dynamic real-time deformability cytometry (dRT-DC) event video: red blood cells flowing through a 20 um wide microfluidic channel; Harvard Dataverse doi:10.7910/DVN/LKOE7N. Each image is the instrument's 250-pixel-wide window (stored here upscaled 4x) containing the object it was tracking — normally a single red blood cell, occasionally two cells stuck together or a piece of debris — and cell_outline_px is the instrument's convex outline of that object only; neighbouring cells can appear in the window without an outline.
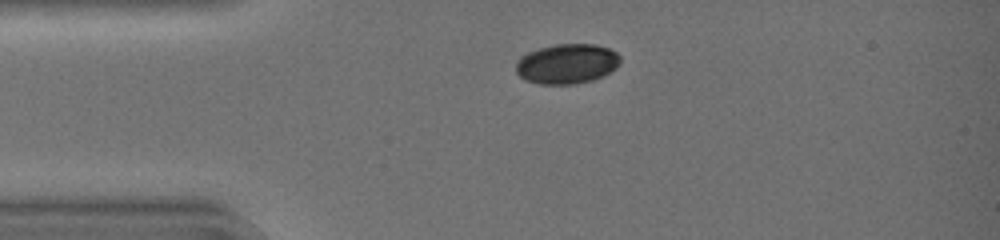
{"species": "common noctule bat (a hibernating species)", "species_latin": "Nyctalus noctula", "temperature_condition": "warm", "stored_images_in_passage": 32, "camera_frame_rate_fps": 3000, "um_per_image_px": 0.085, "animal": {"sex": "female", "body_mass_g": 19.0, "forearm_length_mm": 51.5}, "frame": {"image": 1, "passage_image": 1, "time_ms": 0.0, "image_size_px": [1000, 240], "cell_outline_px": [[620, 64], [616, 68], [604, 76], [592, 80], [576, 84], [540, 84], [524, 80], [516, 72], [516, 60], [520, 56], [528, 52], [540, 48], [556, 44], [596, 44], [608, 48], [616, 52], [620, 56]], "centroid_in_image_um": [48.19, 5.43], "position_along_channel_um": 36.8, "area_um2": 24.51}}
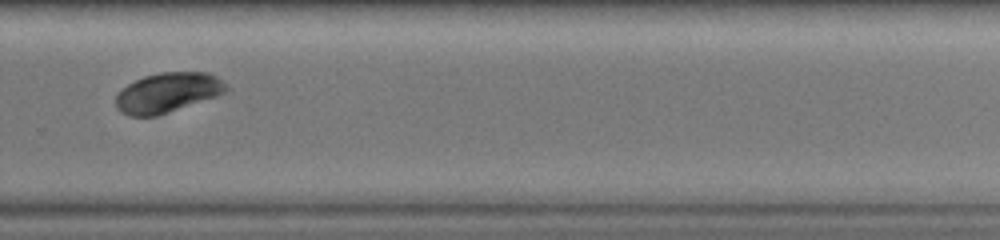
{"frame": {"image": 2, "passage_image": 22, "time_ms": 7.0, "image_size_px": [1000, 240], "cell_outline_px": [[228, 92], [156, 116], [128, 116], [120, 112], [116, 108], [116, 92], [120, 88], [144, 76], [160, 72], [208, 72], [216, 76], [228, 88]], "centroid_in_image_um": [14.2, 7.87], "position_along_channel_um": 315.6, "area_um2": 25.61}}
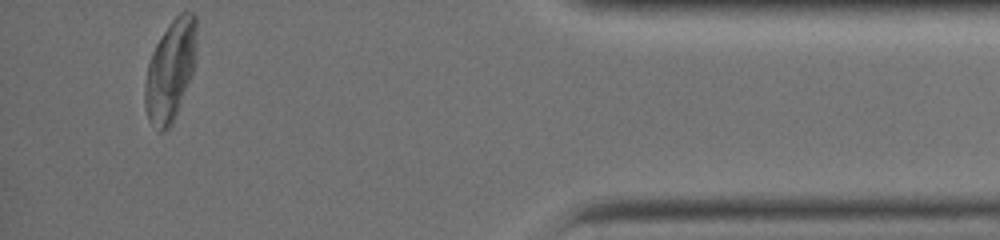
{"frame": {"image": 3, "passage_image": 32, "time_ms": 10.333, "image_size_px": [1000, 240], "cell_outline_px": [[196, 60], [192, 72], [176, 116], [172, 124], [164, 132], [160, 132], [148, 120], [144, 104], [144, 84], [148, 64], [152, 52], [156, 44], [168, 24], [180, 12], [192, 12], [196, 16]], "centroid_in_image_um": [14.48, 6.0], "position_along_channel_um": 420.7, "area_um2": 30.46}, "authors_computed_cell_mechanics": {"area_um2": 25.6054, "velocity_mm_per_s": 4.3851, "shape_relaxation_time_tau1_ms": 1.2775, "shape_relaxation_time_tau2_ms": null, "deformation_change_tau1": 0.0566, "deformation_change_tau2": null}}